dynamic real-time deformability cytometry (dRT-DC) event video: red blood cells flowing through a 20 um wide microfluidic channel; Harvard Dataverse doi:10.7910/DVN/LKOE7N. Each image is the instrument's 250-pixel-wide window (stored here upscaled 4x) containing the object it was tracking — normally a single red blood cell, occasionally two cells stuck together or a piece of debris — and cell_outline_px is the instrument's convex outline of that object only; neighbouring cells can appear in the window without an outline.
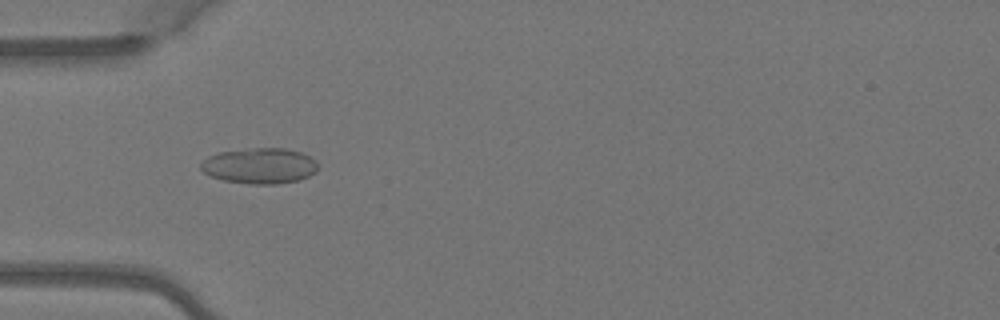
{"species": "Egyptian fruit bat (a non-hibernating species)", "species_latin": "Rousettus aegyptiacus", "temperature_condition": "warm", "stored_images_in_passage": 7, "camera_frame_rate_fps": 3000, "um_per_image_px": 0.085, "animal": {"sex": "female"}, "frame": {"image": 1, "passage_image": 5, "time_ms": 1.333, "image_size_px": [1000, 320], "cell_outline_px": [[320, 164], [316, 172], [300, 180], [276, 184], [248, 184], [224, 180], [212, 176], [204, 172], [200, 168], [200, 164], [208, 156], [220, 152], [248, 148], [284, 148], [300, 152], [316, 160]], "centroid_in_image_um": [22.1, 14.09], "position_along_channel_um": 62.9, "area_um2": 24.45}}
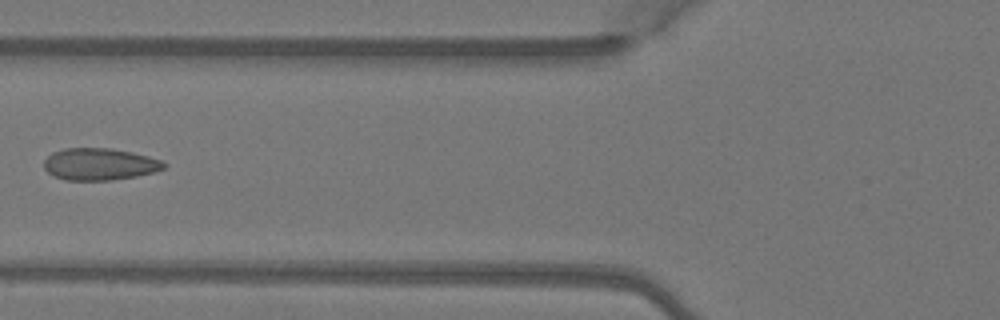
{"frame": {"image": 2, "passage_image": 6, "time_ms": 1.667, "image_size_px": [1000, 320], "cell_outline_px": [[168, 164], [164, 168], [152, 172], [136, 176], [112, 180], [64, 180], [52, 176], [44, 168], [44, 160], [52, 152], [64, 148], [112, 148], [132, 152], [148, 156], [160, 160]], "centroid_in_image_um": [8.44, 13.95], "position_along_channel_um": 117.4, "area_um2": 22.43}}
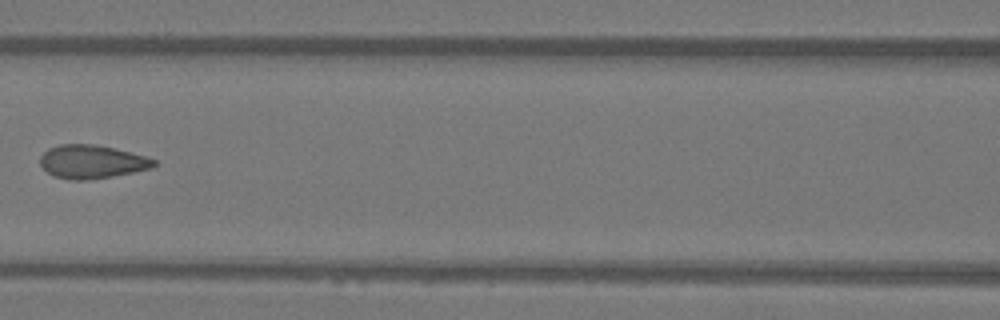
{"frame": {"image": 3, "passage_image": 7, "time_ms": 2.0, "image_size_px": [1000, 320], "cell_outline_px": [[156, 164], [152, 168], [112, 176], [88, 180], [72, 180], [56, 176], [48, 172], [40, 164], [40, 156], [48, 148], [60, 144], [96, 144], [144, 156], [156, 160]], "centroid_in_image_um": [7.78, 13.74], "position_along_channel_um": 158.8, "area_um2": 21.91}}